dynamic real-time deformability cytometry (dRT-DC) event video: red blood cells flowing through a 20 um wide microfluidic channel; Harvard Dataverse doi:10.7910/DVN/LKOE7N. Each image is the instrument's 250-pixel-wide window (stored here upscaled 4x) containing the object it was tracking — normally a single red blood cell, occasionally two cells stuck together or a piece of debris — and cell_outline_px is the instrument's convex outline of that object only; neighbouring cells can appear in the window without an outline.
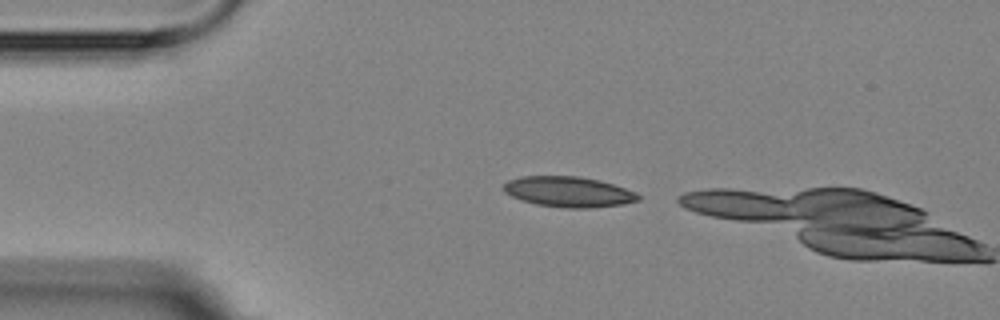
{"species": "Egyptian fruit bat (a non-hibernating species)", "species_latin": "Rousettus aegyptiacus", "temperature_condition": "room temperature", "stored_images_in_passage": 2, "camera_frame_rate_fps": 3000, "um_per_image_px": 0.085, "animal": {"sex": "female"}, "frame": {"image": 1, "passage_image": 1, "time_ms": 0.0, "image_size_px": [1000, 320], "cell_outline_px": [[640, 200], [620, 204], [588, 208], [568, 208], [536, 204], [512, 196], [504, 192], [504, 184], [508, 180], [520, 176], [580, 176], [600, 180], [636, 192], [640, 196]], "centroid_in_image_um": [48.32, 16.29], "position_along_channel_um": 36.7, "area_um2": 23.7}}